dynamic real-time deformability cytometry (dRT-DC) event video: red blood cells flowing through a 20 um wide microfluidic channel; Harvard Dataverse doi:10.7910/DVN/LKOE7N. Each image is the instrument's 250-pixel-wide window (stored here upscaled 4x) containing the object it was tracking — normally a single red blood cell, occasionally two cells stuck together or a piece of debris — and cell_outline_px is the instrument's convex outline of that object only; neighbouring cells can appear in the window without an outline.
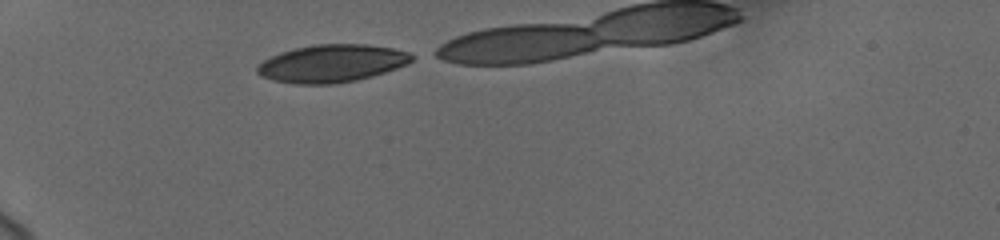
{"species": "human", "species_latin": "Homo sapiens", "temperature_condition": "cold", "stored_images_in_passage": 22, "camera_frame_rate_fps": 3000, "um_per_image_px": 0.085, "donor": {"sex": "female"}, "frame": {"image": 1, "passage_image": 1, "time_ms": 0.0, "image_size_px": [1000, 240], "cell_outline_px": [[412, 60], [408, 64], [372, 76], [356, 80], [332, 84], [296, 84], [272, 80], [260, 76], [256, 72], [256, 68], [264, 60], [280, 52], [296, 48], [316, 44], [368, 44], [392, 48], [408, 52], [412, 56]], "centroid_in_image_um": [28.18, 5.39], "position_along_channel_um": 56.8, "area_um2": 33.76}}
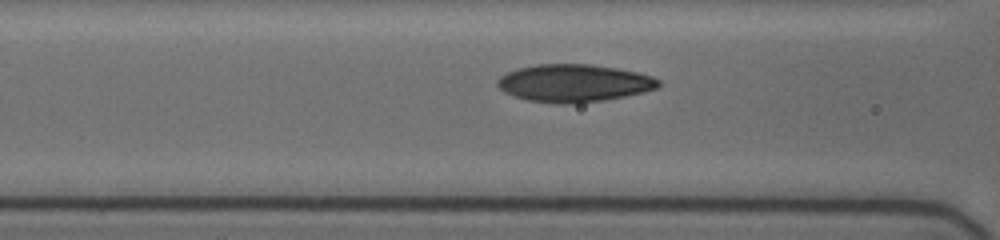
{"frame": {"image": 2, "passage_image": 12, "time_ms": 2.333, "image_size_px": [1000, 240], "cell_outline_px": [[660, 84], [656, 88], [644, 92], [604, 100], [564, 104], [556, 104], [528, 100], [504, 92], [496, 84], [496, 80], [500, 76], [516, 68], [536, 64], [592, 64], [616, 68], [636, 72], [652, 76], [660, 80]], "centroid_in_image_um": [48.76, 7.06], "position_along_channel_um": 117.8, "area_um2": 35.26}}
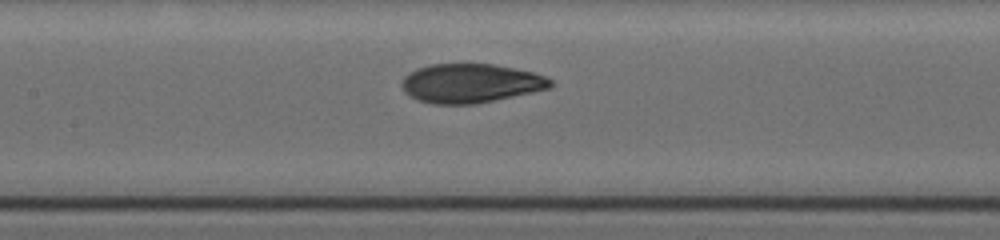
{"frame": {"image": 3, "passage_image": 19, "time_ms": 3.667, "image_size_px": [1000, 240], "cell_outline_px": [[552, 88], [476, 104], [432, 104], [416, 100], [408, 96], [404, 92], [400, 84], [404, 76], [408, 72], [416, 68], [428, 64], [492, 64], [532, 72], [544, 76], [552, 80]], "centroid_in_image_um": [39.94, 7.09], "position_along_channel_um": 167.5, "area_um2": 34.1}}